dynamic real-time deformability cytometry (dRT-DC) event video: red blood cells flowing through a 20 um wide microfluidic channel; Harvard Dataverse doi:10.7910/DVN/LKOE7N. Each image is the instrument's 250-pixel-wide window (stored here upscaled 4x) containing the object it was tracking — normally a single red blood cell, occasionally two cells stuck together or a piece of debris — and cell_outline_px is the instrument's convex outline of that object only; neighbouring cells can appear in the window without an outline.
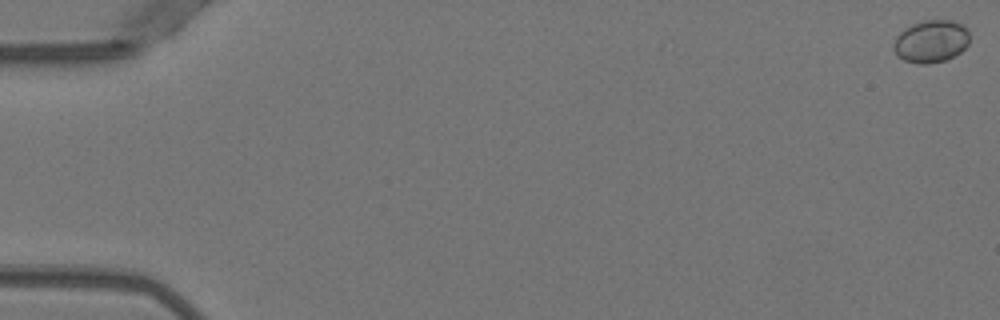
{"species": "Egyptian fruit bat (a non-hibernating species)", "species_latin": "Rousettus aegyptiacus", "temperature_condition": "warm", "stored_images_in_passage": 53, "camera_frame_rate_fps": 3000, "um_per_image_px": 0.085, "animal": {"sex": "female"}, "frame": {"image": 1, "passage_image": 1, "time_ms": 0.0, "image_size_px": [1000, 320], "cell_outline_px": [[968, 44], [960, 52], [944, 60], [928, 64], [916, 64], [904, 60], [896, 56], [892, 48], [892, 44], [896, 36], [904, 28], [912, 24], [924, 20], [952, 20], [964, 24], [968, 32]], "centroid_in_image_um": [79.1, 3.51], "position_along_channel_um": 5.9, "area_um2": 19.02}}
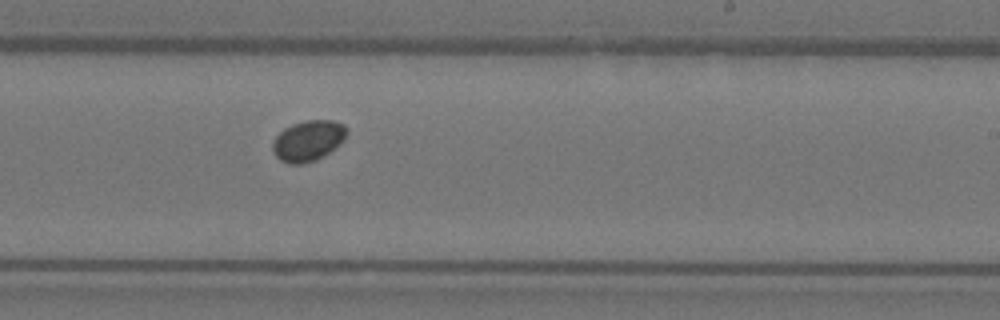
{"frame": {"image": 2, "passage_image": 33, "time_ms": 10.667, "image_size_px": [1000, 320], "cell_outline_px": [[348, 132], [344, 140], [340, 144], [316, 160], [300, 164], [288, 164], [280, 160], [272, 152], [272, 140], [284, 128], [292, 124], [308, 120], [332, 120], [344, 124], [348, 128]], "centroid_in_image_um": [26.18, 11.95], "position_along_channel_um": 262.8, "area_um2": 17.69}}
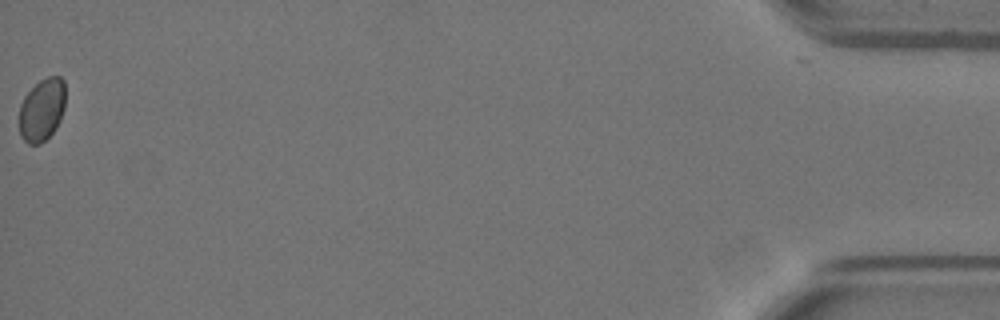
{"frame": {"image": 3, "passage_image": 53, "time_ms": 17.333, "image_size_px": [1000, 320], "cell_outline_px": [[64, 108], [60, 120], [56, 128], [40, 144], [28, 144], [20, 136], [20, 104], [24, 96], [40, 80], [48, 76], [60, 76], [64, 80]], "centroid_in_image_um": [3.56, 9.32], "position_along_channel_um": 431.6, "area_um2": 16.76}, "authors_computed_cell_mechanics": {"area_um2": 17.2822, "velocity_mm_per_s": 3.9566, "shape_relaxation_time_tau1_ms": null, "shape_relaxation_time_tau2_ms": 2.5553, "deformation_change_tau1": null, "deformation_change_tau2": 0.0167}}